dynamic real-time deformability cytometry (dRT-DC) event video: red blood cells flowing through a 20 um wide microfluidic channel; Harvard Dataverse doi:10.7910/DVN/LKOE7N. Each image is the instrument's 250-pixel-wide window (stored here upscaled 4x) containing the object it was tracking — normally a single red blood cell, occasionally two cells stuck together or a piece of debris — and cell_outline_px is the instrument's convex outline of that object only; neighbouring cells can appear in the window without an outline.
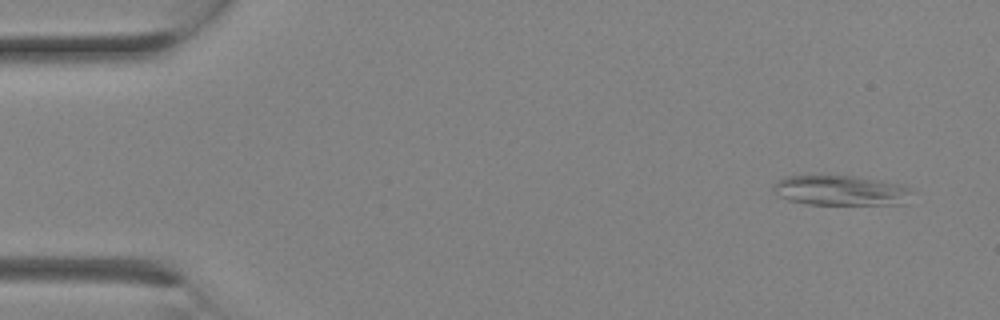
{"species": "Egyptian fruit bat (a non-hibernating species)", "species_latin": "Rousettus aegyptiacus", "temperature_condition": "room temperature", "stored_images_in_passage": 10, "camera_frame_rate_fps": 3000, "um_per_image_px": 0.085, "animal": {"sex": "female"}, "frame": {"image": 1, "passage_image": 1, "time_ms": 0.0, "image_size_px": [1000, 320], "cell_outline_px": [[916, 192], [908, 204], [808, 204], [788, 200], [776, 196], [772, 192], [772, 188], [784, 176], [856, 176], [904, 184], [912, 188]], "centroid_in_image_um": [71.58, 16.2], "position_along_channel_um": 13.4, "area_um2": 24.8}}
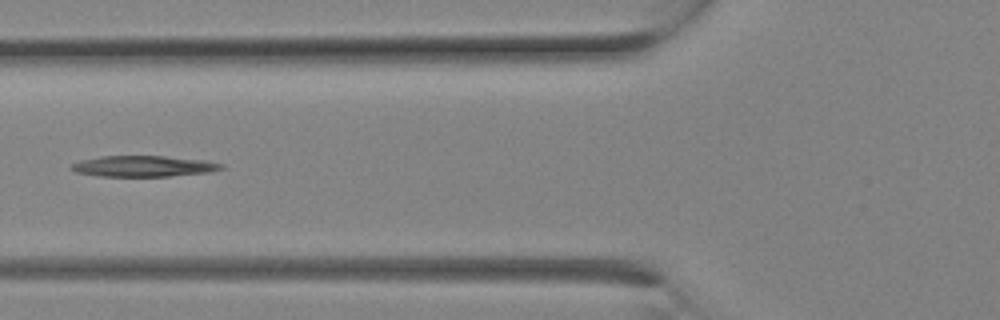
{"frame": {"image": 2, "passage_image": 9, "time_ms": 2.667, "image_size_px": [1000, 320], "cell_outline_px": [[224, 168], [208, 172], [168, 176], [100, 176], [76, 172], [68, 168], [72, 164], [80, 160], [100, 156], [164, 156], [204, 160], [224, 164]], "centroid_in_image_um": [12.17, 14.12], "position_along_channel_um": 113.6, "area_um2": 18.21}}